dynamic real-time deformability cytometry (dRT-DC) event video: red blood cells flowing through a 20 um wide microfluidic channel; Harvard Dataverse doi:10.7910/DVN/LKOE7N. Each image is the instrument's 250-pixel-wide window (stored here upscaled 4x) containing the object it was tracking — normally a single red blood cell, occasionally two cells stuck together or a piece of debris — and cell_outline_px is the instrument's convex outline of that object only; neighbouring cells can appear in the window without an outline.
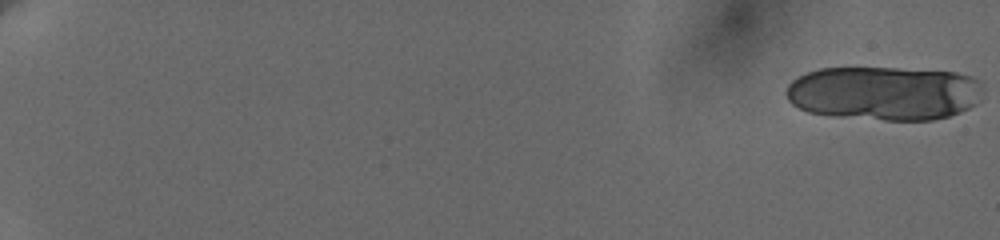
{"species": "human", "species_latin": "Homo sapiens", "temperature_condition": "cold", "stored_images_in_passage": 48, "camera_frame_rate_fps": 3000, "um_per_image_px": 0.085, "donor": {"sex": "female"}, "frame": {"image": 1, "passage_image": 1, "time_ms": 0.0, "image_size_px": [1000, 240], "cell_outline_px": [[984, 88], [980, 100], [976, 104], [960, 112], [948, 116], [932, 120], [884, 120], [828, 116], [808, 112], [792, 104], [788, 100], [784, 92], [788, 84], [792, 80], [808, 72], [820, 68], [896, 68], [956, 72], [972, 76], [984, 80]], "centroid_in_image_um": [75.19, 7.92], "position_along_channel_um": 9.8, "area_um2": 62.94}}